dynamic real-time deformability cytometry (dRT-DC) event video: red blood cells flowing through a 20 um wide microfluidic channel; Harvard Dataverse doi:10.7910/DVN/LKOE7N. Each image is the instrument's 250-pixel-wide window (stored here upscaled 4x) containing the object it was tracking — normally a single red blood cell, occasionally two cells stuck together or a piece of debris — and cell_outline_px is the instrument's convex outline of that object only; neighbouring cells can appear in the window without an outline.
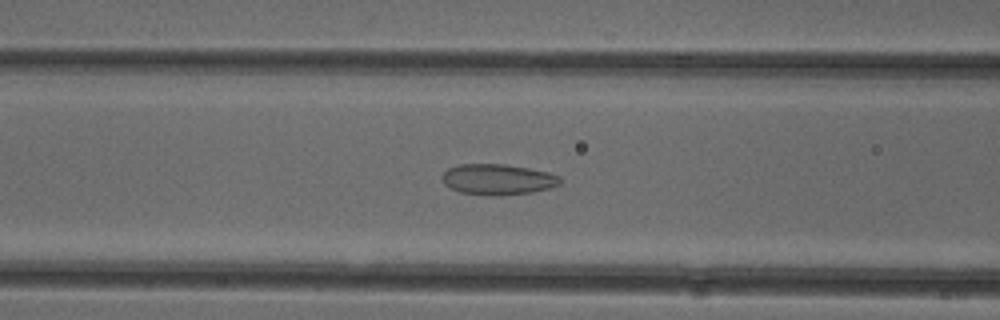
{"species": "common noctule bat (a hibernating species)", "species_latin": "Nyctalus noctula", "temperature_condition": "cold", "stored_images_in_passage": 38, "camera_frame_rate_fps": 3000, "um_per_image_px": 0.085, "animal": {"sex": "female"}, "frame": {"image": 1, "passage_image": 7, "time_ms": 2.0, "image_size_px": [1000, 320], "cell_outline_px": [[560, 184], [548, 188], [532, 192], [492, 196], [460, 192], [444, 184], [440, 176], [448, 168], [456, 164], [504, 164], [528, 168], [548, 172], [560, 176]], "centroid_in_image_um": [42.27, 15.24], "position_along_channel_um": 124.3, "area_um2": 21.1}}
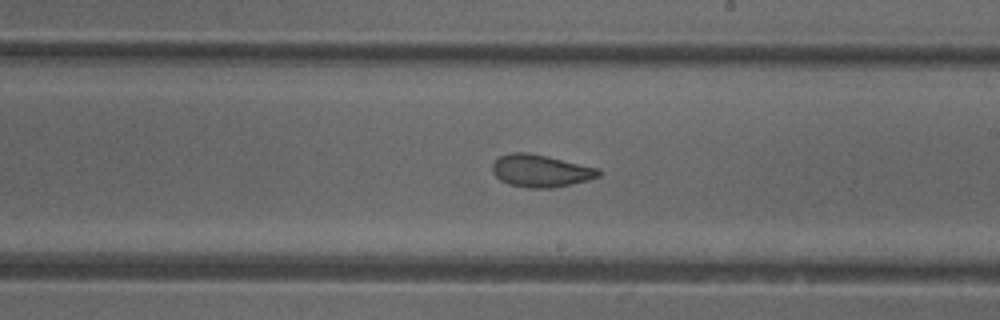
{"frame": {"image": 2, "passage_image": 16, "time_ms": 5.0, "image_size_px": [1000, 320], "cell_outline_px": [[600, 176], [588, 180], [552, 188], [528, 188], [508, 184], [500, 180], [492, 172], [492, 164], [496, 156], [512, 152], [528, 152], [548, 156], [600, 168]], "centroid_in_image_um": [45.93, 14.5], "position_along_channel_um": 243.1, "area_um2": 20.35}}
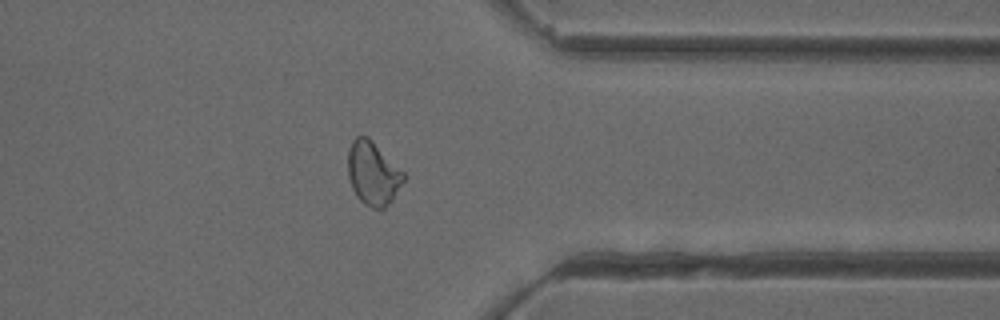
{"frame": {"image": 3, "passage_image": 27, "time_ms": 8.667, "image_size_px": [1000, 320], "cell_outline_px": [[408, 176], [392, 200], [384, 208], [372, 208], [364, 204], [356, 196], [352, 188], [348, 176], [348, 148], [352, 140], [356, 136], [368, 136]], "centroid_in_image_um": [31.71, 14.73], "position_along_channel_um": 379.7, "area_um2": 20.81}, "authors_computed_cell_mechanics": {"area_um2": 20.6924, "velocity_mm_per_s": 3.9513, "shape_relaxation_time_tau1_ms": null, "shape_relaxation_time_tau2_ms": 1.0126, "deformation_change_tau1": null, "deformation_change_tau2": 0.0607}}